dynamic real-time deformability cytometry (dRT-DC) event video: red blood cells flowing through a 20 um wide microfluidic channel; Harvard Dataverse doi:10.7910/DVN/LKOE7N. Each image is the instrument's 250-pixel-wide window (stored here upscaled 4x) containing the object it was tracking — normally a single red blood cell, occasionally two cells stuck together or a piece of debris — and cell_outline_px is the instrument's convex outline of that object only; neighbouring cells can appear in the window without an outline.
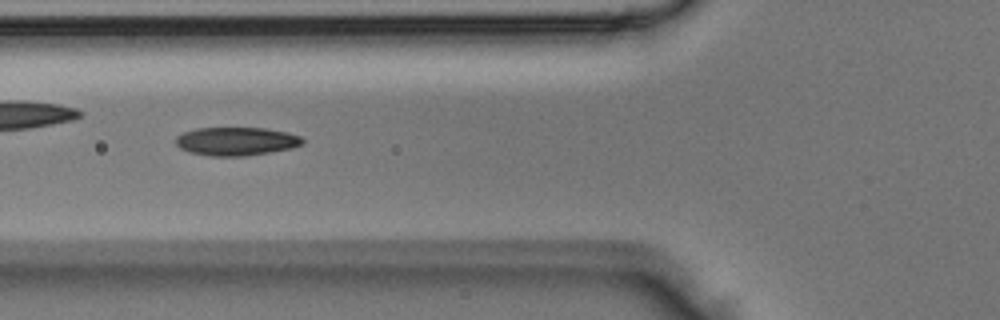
{"species": "Egyptian fruit bat (a non-hibernating species)", "species_latin": "Rousettus aegyptiacus", "temperature_condition": "room temperature", "stored_images_in_passage": 5, "camera_frame_rate_fps": 3000, "um_per_image_px": 0.085, "animal": {"sex": "male"}, "frame": {"image": 1, "passage_image": 5, "time_ms": 1.333, "image_size_px": [1000, 320], "cell_outline_px": [[304, 144], [292, 148], [244, 156], [212, 156], [188, 152], [180, 148], [176, 144], [176, 136], [184, 132], [196, 128], [264, 128], [288, 132], [300, 136], [304, 140]], "centroid_in_image_um": [20.08, 12.01], "position_along_channel_um": 105.7, "area_um2": 20.98}}